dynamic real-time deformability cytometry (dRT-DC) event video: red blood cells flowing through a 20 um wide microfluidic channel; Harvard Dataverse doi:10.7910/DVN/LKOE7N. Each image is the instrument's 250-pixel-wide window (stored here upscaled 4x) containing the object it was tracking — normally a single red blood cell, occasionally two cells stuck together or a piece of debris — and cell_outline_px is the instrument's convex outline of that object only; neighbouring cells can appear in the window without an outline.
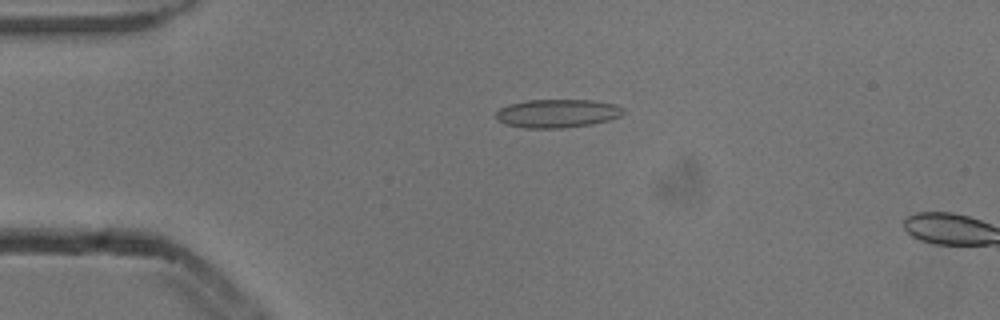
{"species": "common noctule bat (a hibernating species)", "species_latin": "Nyctalus noctula", "temperature_condition": "cold", "stored_images_in_passage": 5, "camera_frame_rate_fps": 3000, "um_per_image_px": 0.085, "animal": {"sex": "male", "body_mass_g": 13.3}, "frame": {"image": 1, "passage_image": 4, "time_ms": 1.0, "image_size_px": [1000, 320], "cell_outline_px": [[624, 112], [620, 116], [608, 120], [592, 124], [560, 128], [528, 128], [504, 124], [496, 116], [496, 112], [500, 108], [508, 104], [524, 100], [592, 100], [616, 104], [624, 108]], "centroid_in_image_um": [47.38, 9.63], "position_along_channel_um": 37.6, "area_um2": 21.1}}